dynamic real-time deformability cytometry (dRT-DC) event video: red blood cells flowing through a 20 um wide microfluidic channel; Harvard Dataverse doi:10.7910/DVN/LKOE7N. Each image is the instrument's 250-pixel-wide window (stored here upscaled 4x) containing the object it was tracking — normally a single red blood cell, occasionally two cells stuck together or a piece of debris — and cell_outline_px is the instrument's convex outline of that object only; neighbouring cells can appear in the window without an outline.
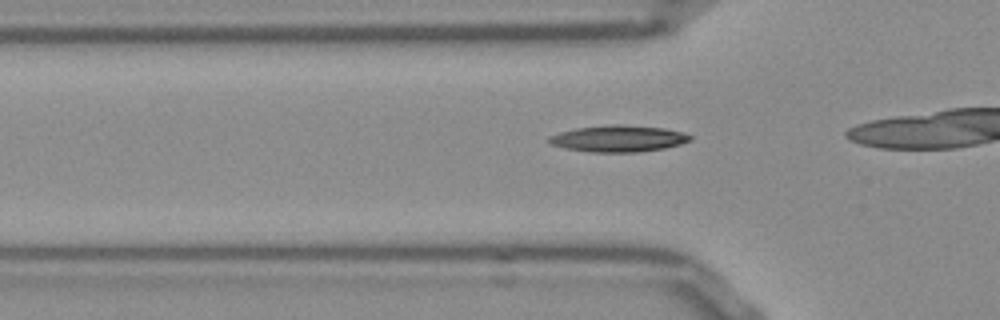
{"species": "Egyptian fruit bat (a non-hibernating species)", "species_latin": "Rousettus aegyptiacus", "temperature_condition": "room temperature", "stored_images_in_passage": 18, "camera_frame_rate_fps": 3000, "um_per_image_px": 0.085, "frame": {"image": 1, "passage_image": 10, "time_ms": 3.0, "image_size_px": [1000, 320], "cell_outline_px": [[692, 140], [680, 144], [664, 148], [636, 152], [592, 152], [564, 148], [552, 144], [548, 140], [548, 136], [560, 132], [576, 128], [612, 124], [624, 124], [664, 128], [684, 132], [692, 136]], "centroid_in_image_um": [52.58, 11.77], "position_along_channel_um": 73.2, "area_um2": 21.85}}
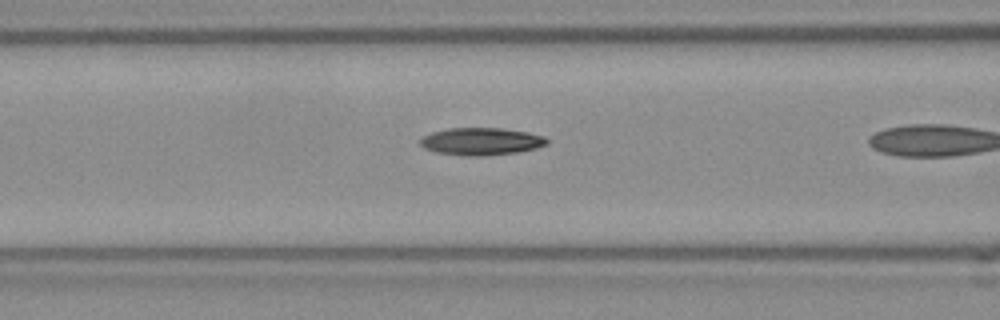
{"frame": {"image": 2, "passage_image": 14, "time_ms": 4.333, "image_size_px": [1000, 320], "cell_outline_px": [[548, 144], [536, 148], [520, 152], [484, 156], [468, 156], [436, 152], [424, 148], [420, 144], [420, 140], [424, 136], [432, 132], [448, 128], [504, 128], [528, 132], [544, 136], [548, 140]], "centroid_in_image_um": [40.93, 12.02], "position_along_channel_um": 125.7, "area_um2": 20.35}}
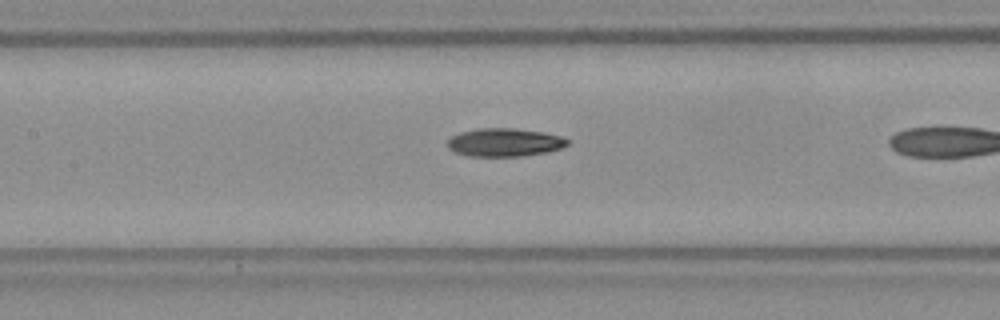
{"frame": {"image": 3, "passage_image": 17, "time_ms": 5.333, "image_size_px": [1000, 320], "cell_outline_px": [[568, 144], [560, 148], [548, 152], [524, 156], [468, 156], [456, 152], [448, 148], [448, 140], [452, 136], [460, 132], [480, 128], [516, 128], [544, 132], [560, 136], [568, 140]], "centroid_in_image_um": [42.89, 12.1], "position_along_channel_um": 164.5, "area_um2": 19.71}}